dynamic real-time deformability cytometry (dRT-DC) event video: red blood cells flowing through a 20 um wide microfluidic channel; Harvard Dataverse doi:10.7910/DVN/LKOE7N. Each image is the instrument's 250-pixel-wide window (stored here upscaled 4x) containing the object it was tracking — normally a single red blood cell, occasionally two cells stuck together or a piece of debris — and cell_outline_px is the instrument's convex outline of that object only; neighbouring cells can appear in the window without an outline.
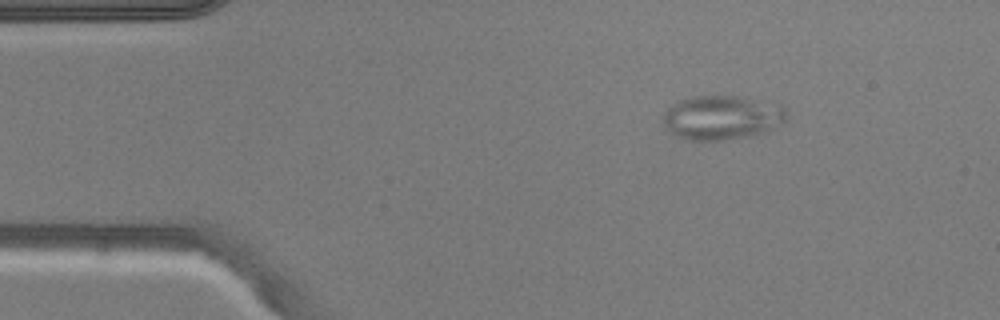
{"species": "common noctule bat (a hibernating species)", "species_latin": "Nyctalus noctula", "temperature_condition": "warm", "stored_images_in_passage": 5, "camera_frame_rate_fps": 3000, "um_per_image_px": 0.085, "animal": {"sex": "male", "body_mass_g": 20.5, "forearm_length_mm": 52.5}, "frame": {"image": 1, "passage_image": 1, "time_ms": 0.0, "image_size_px": [1000, 320], "cell_outline_px": [[788, 120], [764, 132], [748, 136], [724, 140], [688, 140], [672, 132], [664, 124], [664, 112], [672, 104], [688, 96], [748, 96], [780, 104], [788, 112]], "centroid_in_image_um": [61.43, 9.96], "position_along_channel_um": 23.6, "area_um2": 32.02}}